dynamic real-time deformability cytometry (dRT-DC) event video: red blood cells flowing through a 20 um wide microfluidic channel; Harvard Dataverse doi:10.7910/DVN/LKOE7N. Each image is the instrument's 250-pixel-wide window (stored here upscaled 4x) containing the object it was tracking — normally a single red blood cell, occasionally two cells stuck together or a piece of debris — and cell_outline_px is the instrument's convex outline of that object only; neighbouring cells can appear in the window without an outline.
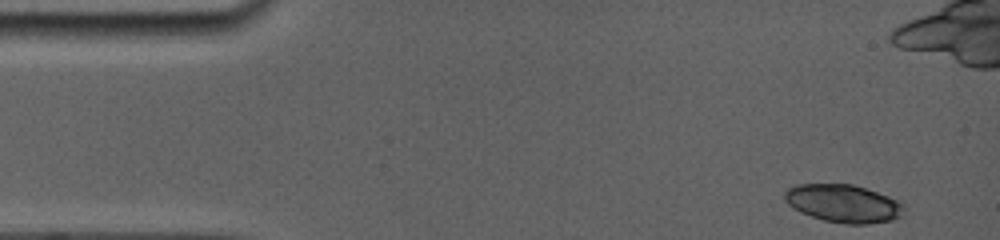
{"species": "common noctule bat (a hibernating species)", "species_latin": "Nyctalus noctula", "temperature_condition": "room temperature", "stored_images_in_passage": 28, "camera_frame_rate_fps": 5000, "um_per_image_px": 0.085, "animal": {"sex": "female", "body_mass_g": 19.0, "forearm_length_mm": 56.7}, "frame": {"image": 1, "passage_image": 1, "time_ms": 0.0, "image_size_px": [1000, 240], "cell_outline_px": [[904, 212], [900, 216], [892, 220], [868, 224], [848, 224], [824, 220], [800, 212], [792, 208], [784, 200], [784, 192], [788, 188], [796, 184], [852, 184], [888, 196], [904, 204]], "centroid_in_image_um": [71.66, 17.29], "position_along_channel_um": 13.3, "area_um2": 26.3}}